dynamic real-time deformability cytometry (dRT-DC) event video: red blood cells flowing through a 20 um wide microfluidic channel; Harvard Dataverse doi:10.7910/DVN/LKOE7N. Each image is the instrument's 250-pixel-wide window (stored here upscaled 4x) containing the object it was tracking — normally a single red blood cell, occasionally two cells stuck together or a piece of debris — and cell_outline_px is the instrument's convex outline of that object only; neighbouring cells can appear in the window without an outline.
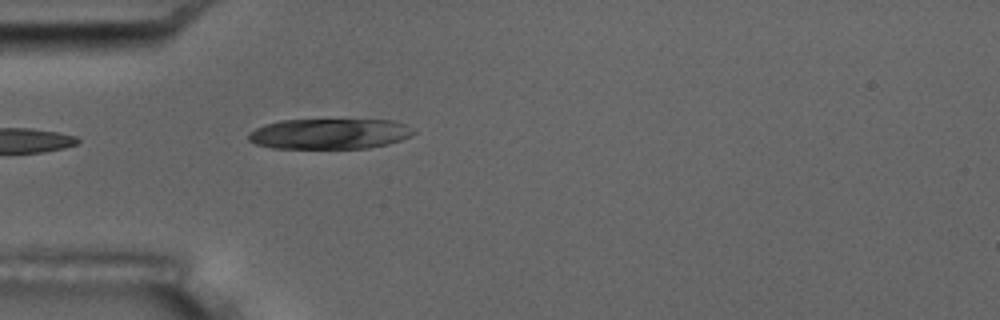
{"species": "common noctule bat (a hibernating species)", "species_latin": "Nyctalus noctula", "temperature_condition": "room temperature", "stored_images_in_passage": 6, "camera_frame_rate_fps": 3000, "um_per_image_px": 0.085, "animal": {"sex": "male", "body_mass_g": 17.5, "forearm_length_mm": 52.3}, "frame": {"image": 1, "passage_image": 6, "time_ms": 6.667, "image_size_px": [1000, 320], "cell_outline_px": [[416, 132], [412, 136], [388, 144], [368, 148], [272, 148], [256, 144], [248, 140], [248, 132], [264, 124], [280, 120], [396, 120], [404, 124]], "centroid_in_image_um": [28.0, 11.37], "position_along_channel_um": 57.0, "area_um2": 29.36}}